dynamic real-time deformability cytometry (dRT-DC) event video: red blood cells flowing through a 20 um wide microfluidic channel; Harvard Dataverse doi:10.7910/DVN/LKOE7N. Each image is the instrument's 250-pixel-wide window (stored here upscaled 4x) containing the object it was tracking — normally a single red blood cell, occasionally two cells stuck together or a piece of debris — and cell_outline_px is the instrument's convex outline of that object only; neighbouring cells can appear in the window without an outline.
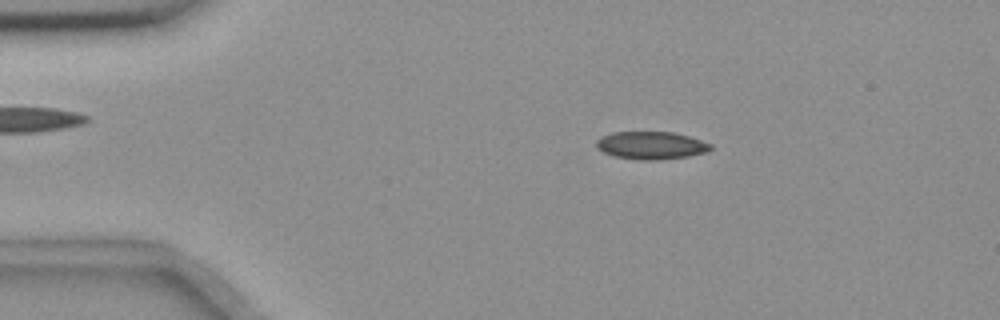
{"species": "common noctule bat (a hibernating species)", "species_latin": "Nyctalus noctula", "temperature_condition": "room temperature", "stored_images_in_passage": 36, "camera_frame_rate_fps": 3000, "um_per_image_px": 0.085, "animal": {"sex": "female", "body_mass_g": 18.4}, "frame": {"image": 1, "passage_image": 9, "time_ms": 2.667, "image_size_px": [1000, 320], "cell_outline_px": [[712, 148], [708, 152], [688, 156], [656, 160], [640, 160], [616, 156], [604, 152], [596, 148], [596, 140], [600, 136], [612, 132], [672, 132], [688, 136], [712, 144]], "centroid_in_image_um": [55.33, 12.35], "position_along_channel_um": 29.7, "area_um2": 18.44}}
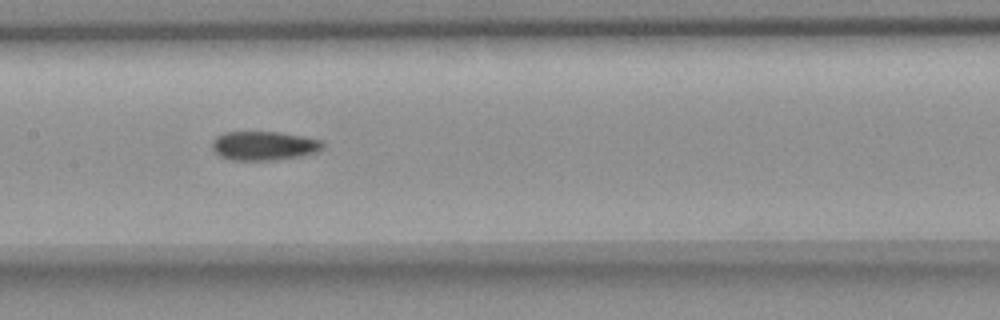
{"frame": {"image": 2, "passage_image": 26, "time_ms": 8.333, "image_size_px": [1000, 320], "cell_outline_px": [[324, 148], [320, 152], [300, 156], [272, 160], [232, 160], [220, 156], [212, 148], [212, 140], [216, 136], [224, 132], [280, 132], [304, 136], [324, 140]], "centroid_in_image_um": [22.49, 12.38], "position_along_channel_um": 184.9, "area_um2": 18.96}}
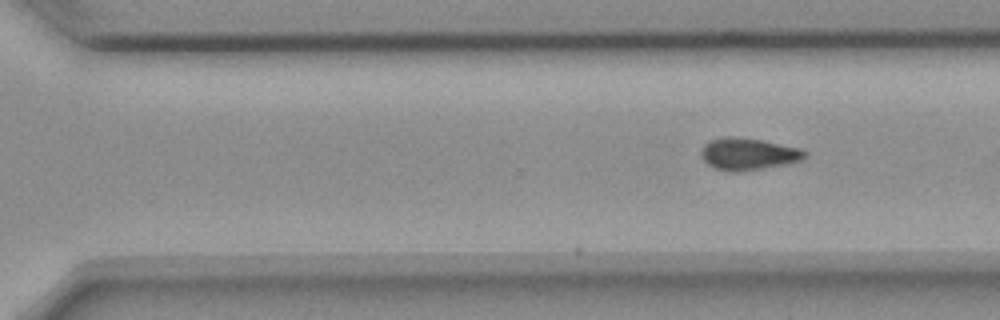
{"frame": {"image": 3, "passage_image": 36, "time_ms": 11.667, "image_size_px": [1000, 320], "cell_outline_px": [[808, 152], [800, 160], [784, 164], [736, 172], [732, 172], [716, 168], [708, 164], [700, 156], [700, 152], [704, 144], [708, 140], [732, 136], [736, 136], [760, 140], [800, 148]], "centroid_in_image_um": [63.55, 13.07], "position_along_channel_um": 307.1, "area_um2": 19.02}}